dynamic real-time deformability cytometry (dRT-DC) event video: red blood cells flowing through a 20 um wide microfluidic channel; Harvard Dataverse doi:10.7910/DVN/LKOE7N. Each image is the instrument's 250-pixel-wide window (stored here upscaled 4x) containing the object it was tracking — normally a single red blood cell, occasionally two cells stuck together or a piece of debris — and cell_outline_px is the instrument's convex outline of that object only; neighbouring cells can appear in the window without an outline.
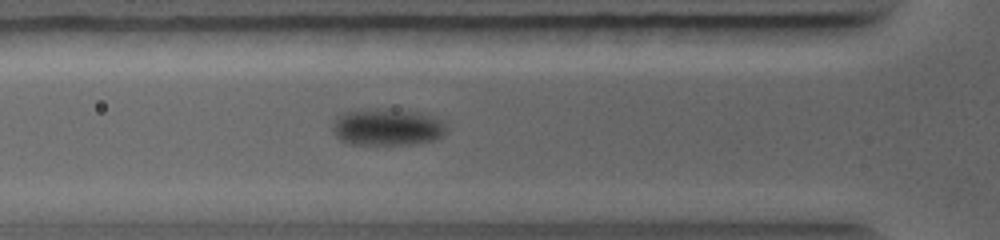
{"species": "common noctule bat (a hibernating species)", "species_latin": "Nyctalus noctula", "temperature_condition": "warm", "stored_images_in_passage": 2, "camera_frame_rate_fps": 5000, "um_per_image_px": 0.085, "animal": {"sex": "female", "body_mass_g": 19.0, "forearm_length_mm": 56.7}, "frame": {"image": 1, "passage_image": 2, "time_ms": 0.4, "image_size_px": [1000, 240], "cell_outline_px": [[444, 132], [440, 136], [432, 140], [412, 144], [352, 144], [340, 140], [336, 136], [332, 128], [340, 116], [348, 112], [376, 108], [420, 116], [436, 120], [444, 128]], "centroid_in_image_um": [32.77, 10.86], "position_along_channel_um": 93.0, "area_um2": 22.6}}